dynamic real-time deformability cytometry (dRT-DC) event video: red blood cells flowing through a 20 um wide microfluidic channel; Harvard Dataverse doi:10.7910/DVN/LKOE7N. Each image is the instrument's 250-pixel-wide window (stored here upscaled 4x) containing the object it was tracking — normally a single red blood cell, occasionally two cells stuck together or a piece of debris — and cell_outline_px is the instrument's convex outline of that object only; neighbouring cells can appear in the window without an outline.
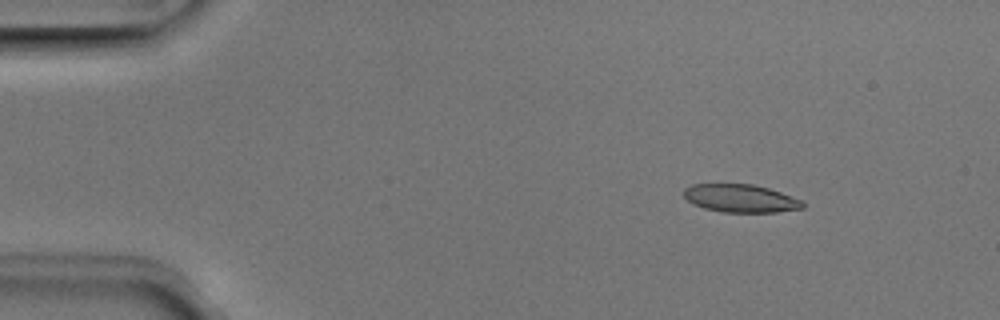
{"species": "Egyptian fruit bat (a non-hibernating species)", "species_latin": "Rousettus aegyptiacus", "temperature_condition": "room temperature", "stored_images_in_passage": 50, "camera_frame_rate_fps": 3000, "um_per_image_px": 0.085, "animal": {"sex": "male"}, "frame": {"image": 1, "passage_image": 6, "time_ms": 1.667, "image_size_px": [1000, 320], "cell_outline_px": [[804, 208], [776, 212], [724, 212], [704, 208], [688, 200], [684, 196], [684, 188], [692, 184], [752, 184], [768, 188], [804, 200]], "centroid_in_image_um": [62.98, 16.86], "position_along_channel_um": 22.0, "area_um2": 19.31}}
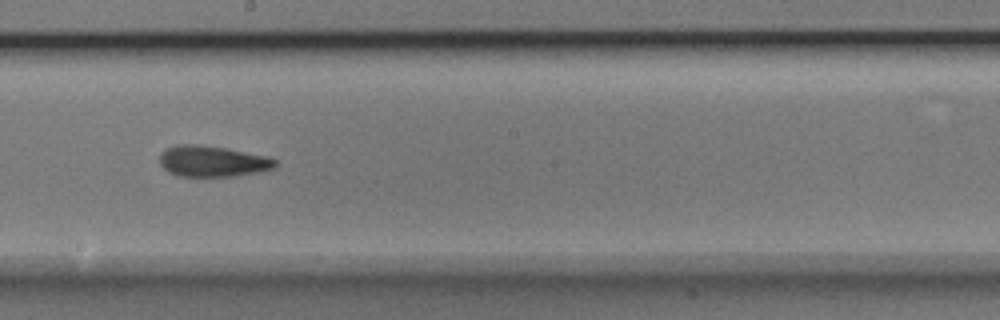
{"frame": {"image": 2, "passage_image": 28, "time_ms": 9.0, "image_size_px": [1000, 320], "cell_outline_px": [[276, 168], [264, 172], [232, 176], [180, 176], [168, 172], [160, 164], [160, 152], [168, 148], [180, 144], [200, 144], [224, 148], [268, 156], [276, 160]], "centroid_in_image_um": [18.1, 13.71], "position_along_channel_um": 230.1, "area_um2": 20.98}}
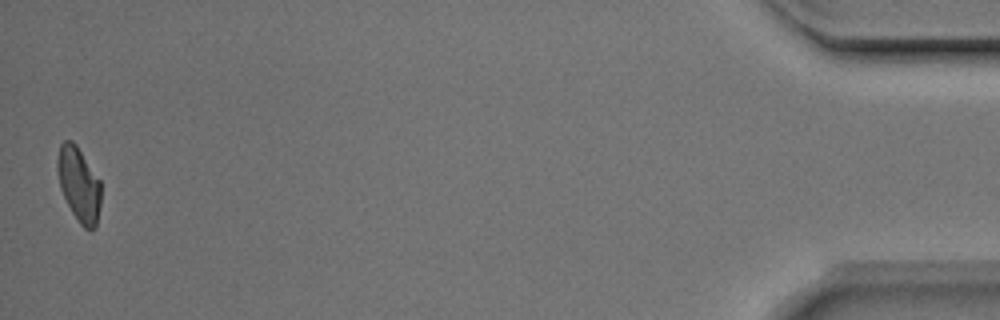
{"frame": {"image": 3, "passage_image": 50, "time_ms": 16.333, "image_size_px": [1000, 320], "cell_outline_px": [[100, 204], [96, 228], [92, 232], [84, 228], [80, 224], [72, 212], [60, 188], [56, 168], [56, 160], [60, 144], [64, 140], [72, 140], [76, 144], [100, 180]], "centroid_in_image_um": [6.69, 15.67], "position_along_channel_um": 428.5, "area_um2": 19.02}, "authors_computed_cell_mechanics": {"area_um2": 20.2589, "velocity_mm_per_s": 3.9636, "shape_relaxation_time_tau1_ms": 3.0964, "shape_relaxation_time_tau2_ms": 2.2359, "deformation_change_tau1": 0.1372, "deformation_change_tau2": 0.1052}}